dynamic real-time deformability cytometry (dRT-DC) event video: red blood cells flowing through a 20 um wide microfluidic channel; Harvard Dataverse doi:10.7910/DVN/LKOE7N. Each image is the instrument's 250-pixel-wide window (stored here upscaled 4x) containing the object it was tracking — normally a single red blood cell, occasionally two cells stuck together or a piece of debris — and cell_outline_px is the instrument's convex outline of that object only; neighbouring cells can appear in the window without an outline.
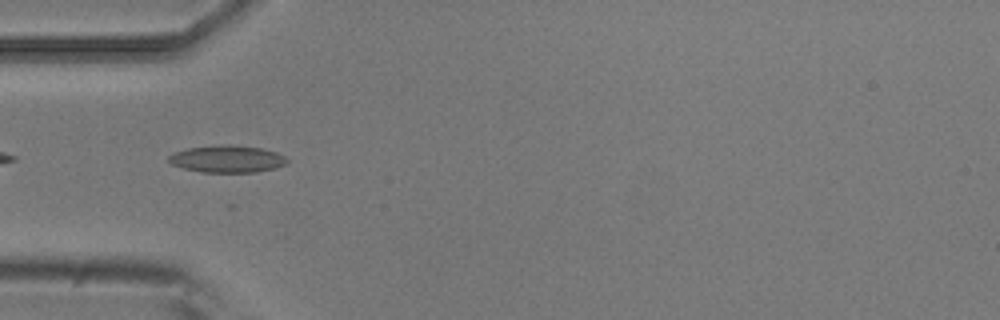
{"species": "common noctule bat (a hibernating species)", "species_latin": "Nyctalus noctula", "temperature_condition": "room temperature", "stored_images_in_passage": 6, "camera_frame_rate_fps": 3000, "um_per_image_px": 0.085, "animal": {"sex": "male", "body_mass_g": 20.5, "forearm_length_mm": 52.5}, "frame": {"image": 1, "passage_image": 1, "time_ms": 0.0, "image_size_px": [1000, 320], "cell_outline_px": [[288, 164], [276, 168], [256, 172], [200, 172], [184, 168], [172, 164], [168, 160], [168, 156], [172, 152], [188, 148], [220, 144], [224, 144], [260, 148], [276, 152], [284, 156], [288, 160]], "centroid_in_image_um": [19.31, 13.51], "position_along_channel_um": 65.7, "area_um2": 18.79}}
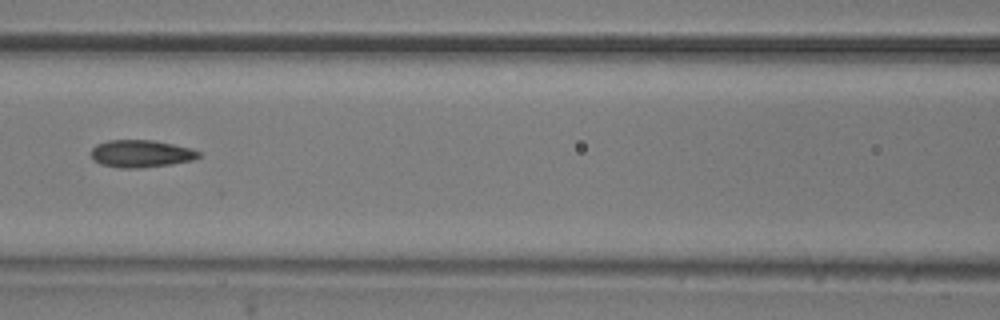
{"frame": {"image": 2, "passage_image": 3, "time_ms": 0.667, "image_size_px": [1000, 320], "cell_outline_px": [[200, 156], [196, 160], [172, 164], [140, 168], [120, 168], [100, 164], [92, 160], [92, 148], [96, 144], [108, 140], [152, 140], [192, 148], [200, 152]], "centroid_in_image_um": [12.0, 13.07], "position_along_channel_um": 154.6, "area_um2": 17.34}}
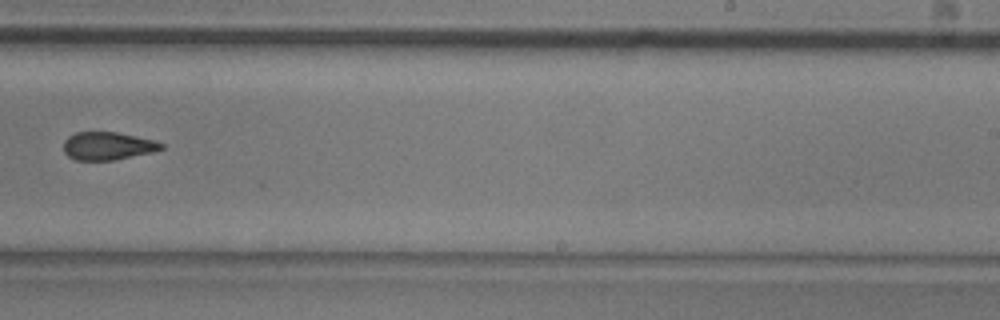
{"frame": {"image": 3, "passage_image": 6, "time_ms": 1.667, "image_size_px": [1000, 320], "cell_outline_px": [[164, 148], [152, 152], [112, 160], [76, 160], [68, 156], [64, 152], [64, 140], [68, 136], [76, 132], [116, 132], [152, 140], [164, 144]], "centroid_in_image_um": [9.12, 12.4], "position_along_channel_um": 279.9, "area_um2": 15.72}}